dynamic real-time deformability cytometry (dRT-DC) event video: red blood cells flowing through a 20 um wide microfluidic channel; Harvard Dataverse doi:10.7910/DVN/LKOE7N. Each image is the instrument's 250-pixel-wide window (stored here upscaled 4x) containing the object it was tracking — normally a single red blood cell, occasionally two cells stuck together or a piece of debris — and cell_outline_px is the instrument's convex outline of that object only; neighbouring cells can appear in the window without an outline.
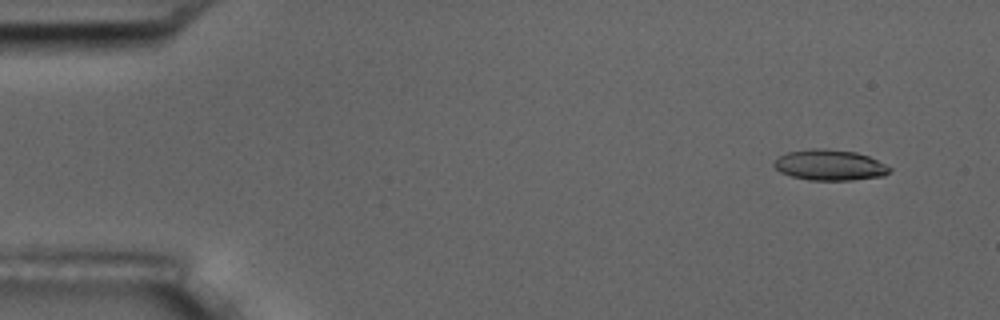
{"species": "common noctule bat (a hibernating species)", "species_latin": "Nyctalus noctula", "temperature_condition": "room temperature", "stored_images_in_passage": 3, "camera_frame_rate_fps": 3000, "um_per_image_px": 0.085, "animal": {"sex": "male", "body_mass_g": 17.5, "forearm_length_mm": 52.3}, "frame": {"image": 1, "passage_image": 1, "time_ms": 0.0, "image_size_px": [1000, 320], "cell_outline_px": [[892, 168], [884, 176], [852, 180], [808, 180], [792, 176], [780, 172], [772, 164], [780, 156], [788, 152], [812, 148], [824, 148], [856, 152], [868, 156]], "centroid_in_image_um": [70.52, 14.03], "position_along_channel_um": 14.5, "area_um2": 20.58}}